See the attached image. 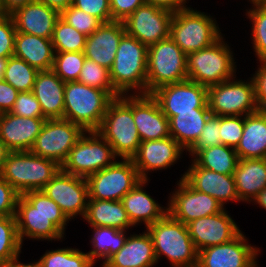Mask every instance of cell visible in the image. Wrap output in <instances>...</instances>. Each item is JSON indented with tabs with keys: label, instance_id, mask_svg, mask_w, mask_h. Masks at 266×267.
I'll return each mask as SVG.
<instances>
[{
	"label": "cell",
	"instance_id": "cell-35",
	"mask_svg": "<svg viewBox=\"0 0 266 267\" xmlns=\"http://www.w3.org/2000/svg\"><path fill=\"white\" fill-rule=\"evenodd\" d=\"M92 250L87 252L90 259L96 261L102 259L103 263L114 253L118 252L128 237L126 230H118L110 227H91ZM127 235V236H126ZM98 259V260H97Z\"/></svg>",
	"mask_w": 266,
	"mask_h": 267
},
{
	"label": "cell",
	"instance_id": "cell-37",
	"mask_svg": "<svg viewBox=\"0 0 266 267\" xmlns=\"http://www.w3.org/2000/svg\"><path fill=\"white\" fill-rule=\"evenodd\" d=\"M21 250L15 216L0 217V267L20 256Z\"/></svg>",
	"mask_w": 266,
	"mask_h": 267
},
{
	"label": "cell",
	"instance_id": "cell-1",
	"mask_svg": "<svg viewBox=\"0 0 266 267\" xmlns=\"http://www.w3.org/2000/svg\"><path fill=\"white\" fill-rule=\"evenodd\" d=\"M15 219L22 245L26 238L51 242L63 240L70 221L58 204L42 190L27 191L19 195Z\"/></svg>",
	"mask_w": 266,
	"mask_h": 267
},
{
	"label": "cell",
	"instance_id": "cell-55",
	"mask_svg": "<svg viewBox=\"0 0 266 267\" xmlns=\"http://www.w3.org/2000/svg\"><path fill=\"white\" fill-rule=\"evenodd\" d=\"M36 1L44 3L47 6L52 7L61 12L63 9H66L70 5H72L73 0H36Z\"/></svg>",
	"mask_w": 266,
	"mask_h": 267
},
{
	"label": "cell",
	"instance_id": "cell-23",
	"mask_svg": "<svg viewBox=\"0 0 266 267\" xmlns=\"http://www.w3.org/2000/svg\"><path fill=\"white\" fill-rule=\"evenodd\" d=\"M45 118L21 117L10 112L0 114V139L11 152L30 151Z\"/></svg>",
	"mask_w": 266,
	"mask_h": 267
},
{
	"label": "cell",
	"instance_id": "cell-14",
	"mask_svg": "<svg viewBox=\"0 0 266 267\" xmlns=\"http://www.w3.org/2000/svg\"><path fill=\"white\" fill-rule=\"evenodd\" d=\"M71 221L86 213L89 193L86 178L60 170L42 189Z\"/></svg>",
	"mask_w": 266,
	"mask_h": 267
},
{
	"label": "cell",
	"instance_id": "cell-59",
	"mask_svg": "<svg viewBox=\"0 0 266 267\" xmlns=\"http://www.w3.org/2000/svg\"><path fill=\"white\" fill-rule=\"evenodd\" d=\"M8 58H1L0 57V80L4 78V72L7 66Z\"/></svg>",
	"mask_w": 266,
	"mask_h": 267
},
{
	"label": "cell",
	"instance_id": "cell-46",
	"mask_svg": "<svg viewBox=\"0 0 266 267\" xmlns=\"http://www.w3.org/2000/svg\"><path fill=\"white\" fill-rule=\"evenodd\" d=\"M220 116L211 115L197 142L189 150H202L212 146L221 145Z\"/></svg>",
	"mask_w": 266,
	"mask_h": 267
},
{
	"label": "cell",
	"instance_id": "cell-3",
	"mask_svg": "<svg viewBox=\"0 0 266 267\" xmlns=\"http://www.w3.org/2000/svg\"><path fill=\"white\" fill-rule=\"evenodd\" d=\"M97 131L111 145L118 159H132L142 142L133 117V95L114 98Z\"/></svg>",
	"mask_w": 266,
	"mask_h": 267
},
{
	"label": "cell",
	"instance_id": "cell-42",
	"mask_svg": "<svg viewBox=\"0 0 266 267\" xmlns=\"http://www.w3.org/2000/svg\"><path fill=\"white\" fill-rule=\"evenodd\" d=\"M86 57L84 52H58L52 70L64 81H77Z\"/></svg>",
	"mask_w": 266,
	"mask_h": 267
},
{
	"label": "cell",
	"instance_id": "cell-7",
	"mask_svg": "<svg viewBox=\"0 0 266 267\" xmlns=\"http://www.w3.org/2000/svg\"><path fill=\"white\" fill-rule=\"evenodd\" d=\"M222 36L212 45L187 55L188 80L210 87L236 75L237 65Z\"/></svg>",
	"mask_w": 266,
	"mask_h": 267
},
{
	"label": "cell",
	"instance_id": "cell-34",
	"mask_svg": "<svg viewBox=\"0 0 266 267\" xmlns=\"http://www.w3.org/2000/svg\"><path fill=\"white\" fill-rule=\"evenodd\" d=\"M188 153L199 167L226 175L234 174L239 161L235 148L223 144Z\"/></svg>",
	"mask_w": 266,
	"mask_h": 267
},
{
	"label": "cell",
	"instance_id": "cell-29",
	"mask_svg": "<svg viewBox=\"0 0 266 267\" xmlns=\"http://www.w3.org/2000/svg\"><path fill=\"white\" fill-rule=\"evenodd\" d=\"M54 55L51 39L16 32L14 57L26 61L38 71H48L52 70Z\"/></svg>",
	"mask_w": 266,
	"mask_h": 267
},
{
	"label": "cell",
	"instance_id": "cell-5",
	"mask_svg": "<svg viewBox=\"0 0 266 267\" xmlns=\"http://www.w3.org/2000/svg\"><path fill=\"white\" fill-rule=\"evenodd\" d=\"M113 99L107 91L78 81L65 82L63 119L84 131H97Z\"/></svg>",
	"mask_w": 266,
	"mask_h": 267
},
{
	"label": "cell",
	"instance_id": "cell-43",
	"mask_svg": "<svg viewBox=\"0 0 266 267\" xmlns=\"http://www.w3.org/2000/svg\"><path fill=\"white\" fill-rule=\"evenodd\" d=\"M60 17L70 26H73L77 31L86 36L91 35L102 24V22L95 16L78 9L73 5L63 9L60 12Z\"/></svg>",
	"mask_w": 266,
	"mask_h": 267
},
{
	"label": "cell",
	"instance_id": "cell-21",
	"mask_svg": "<svg viewBox=\"0 0 266 267\" xmlns=\"http://www.w3.org/2000/svg\"><path fill=\"white\" fill-rule=\"evenodd\" d=\"M182 178L196 191L208 194L224 205L227 202H241L233 175H226L199 167L193 160Z\"/></svg>",
	"mask_w": 266,
	"mask_h": 267
},
{
	"label": "cell",
	"instance_id": "cell-24",
	"mask_svg": "<svg viewBox=\"0 0 266 267\" xmlns=\"http://www.w3.org/2000/svg\"><path fill=\"white\" fill-rule=\"evenodd\" d=\"M125 33L123 22L102 23L97 30L87 36L84 49L85 57L110 70L119 42Z\"/></svg>",
	"mask_w": 266,
	"mask_h": 267
},
{
	"label": "cell",
	"instance_id": "cell-8",
	"mask_svg": "<svg viewBox=\"0 0 266 267\" xmlns=\"http://www.w3.org/2000/svg\"><path fill=\"white\" fill-rule=\"evenodd\" d=\"M222 35L219 24L208 13L191 6L173 13L170 38L186 55L212 45Z\"/></svg>",
	"mask_w": 266,
	"mask_h": 267
},
{
	"label": "cell",
	"instance_id": "cell-44",
	"mask_svg": "<svg viewBox=\"0 0 266 267\" xmlns=\"http://www.w3.org/2000/svg\"><path fill=\"white\" fill-rule=\"evenodd\" d=\"M244 116H220L221 144L236 148L243 134Z\"/></svg>",
	"mask_w": 266,
	"mask_h": 267
},
{
	"label": "cell",
	"instance_id": "cell-6",
	"mask_svg": "<svg viewBox=\"0 0 266 267\" xmlns=\"http://www.w3.org/2000/svg\"><path fill=\"white\" fill-rule=\"evenodd\" d=\"M60 170L61 166L53 160L30 151H16L8 154L0 176L22 195L41 190Z\"/></svg>",
	"mask_w": 266,
	"mask_h": 267
},
{
	"label": "cell",
	"instance_id": "cell-58",
	"mask_svg": "<svg viewBox=\"0 0 266 267\" xmlns=\"http://www.w3.org/2000/svg\"><path fill=\"white\" fill-rule=\"evenodd\" d=\"M10 152L11 151L7 148L4 142L0 139V172Z\"/></svg>",
	"mask_w": 266,
	"mask_h": 267
},
{
	"label": "cell",
	"instance_id": "cell-22",
	"mask_svg": "<svg viewBox=\"0 0 266 267\" xmlns=\"http://www.w3.org/2000/svg\"><path fill=\"white\" fill-rule=\"evenodd\" d=\"M133 117L141 141L170 136L169 119L151 94L133 95Z\"/></svg>",
	"mask_w": 266,
	"mask_h": 267
},
{
	"label": "cell",
	"instance_id": "cell-4",
	"mask_svg": "<svg viewBox=\"0 0 266 267\" xmlns=\"http://www.w3.org/2000/svg\"><path fill=\"white\" fill-rule=\"evenodd\" d=\"M146 230L151 235L157 262L164 255L172 267H197L198 251L187 225L167 213Z\"/></svg>",
	"mask_w": 266,
	"mask_h": 267
},
{
	"label": "cell",
	"instance_id": "cell-15",
	"mask_svg": "<svg viewBox=\"0 0 266 267\" xmlns=\"http://www.w3.org/2000/svg\"><path fill=\"white\" fill-rule=\"evenodd\" d=\"M176 184L167 203L168 213L176 220L188 223L209 215L219 213L225 209L212 196L193 189L182 177Z\"/></svg>",
	"mask_w": 266,
	"mask_h": 267
},
{
	"label": "cell",
	"instance_id": "cell-20",
	"mask_svg": "<svg viewBox=\"0 0 266 267\" xmlns=\"http://www.w3.org/2000/svg\"><path fill=\"white\" fill-rule=\"evenodd\" d=\"M184 151L186 150L173 137L169 136L160 140L142 141L132 160L139 177L149 180V172L171 168L180 160Z\"/></svg>",
	"mask_w": 266,
	"mask_h": 267
},
{
	"label": "cell",
	"instance_id": "cell-57",
	"mask_svg": "<svg viewBox=\"0 0 266 267\" xmlns=\"http://www.w3.org/2000/svg\"><path fill=\"white\" fill-rule=\"evenodd\" d=\"M254 204H258L259 207L263 208L266 210V187L259 192L252 200Z\"/></svg>",
	"mask_w": 266,
	"mask_h": 267
},
{
	"label": "cell",
	"instance_id": "cell-30",
	"mask_svg": "<svg viewBox=\"0 0 266 267\" xmlns=\"http://www.w3.org/2000/svg\"><path fill=\"white\" fill-rule=\"evenodd\" d=\"M235 151L239 159L266 158V111L244 116L243 134Z\"/></svg>",
	"mask_w": 266,
	"mask_h": 267
},
{
	"label": "cell",
	"instance_id": "cell-47",
	"mask_svg": "<svg viewBox=\"0 0 266 267\" xmlns=\"http://www.w3.org/2000/svg\"><path fill=\"white\" fill-rule=\"evenodd\" d=\"M16 29L11 15L0 14V57L14 55Z\"/></svg>",
	"mask_w": 266,
	"mask_h": 267
},
{
	"label": "cell",
	"instance_id": "cell-11",
	"mask_svg": "<svg viewBox=\"0 0 266 267\" xmlns=\"http://www.w3.org/2000/svg\"><path fill=\"white\" fill-rule=\"evenodd\" d=\"M249 78V81H243L235 75L231 79L208 87L207 102L211 114L246 116L259 111L254 81L252 77Z\"/></svg>",
	"mask_w": 266,
	"mask_h": 267
},
{
	"label": "cell",
	"instance_id": "cell-19",
	"mask_svg": "<svg viewBox=\"0 0 266 267\" xmlns=\"http://www.w3.org/2000/svg\"><path fill=\"white\" fill-rule=\"evenodd\" d=\"M226 208L216 214L198 218L187 224L189 235L197 251L230 242L242 231Z\"/></svg>",
	"mask_w": 266,
	"mask_h": 267
},
{
	"label": "cell",
	"instance_id": "cell-32",
	"mask_svg": "<svg viewBox=\"0 0 266 267\" xmlns=\"http://www.w3.org/2000/svg\"><path fill=\"white\" fill-rule=\"evenodd\" d=\"M234 179L242 202H249L266 187V158L239 159Z\"/></svg>",
	"mask_w": 266,
	"mask_h": 267
},
{
	"label": "cell",
	"instance_id": "cell-41",
	"mask_svg": "<svg viewBox=\"0 0 266 267\" xmlns=\"http://www.w3.org/2000/svg\"><path fill=\"white\" fill-rule=\"evenodd\" d=\"M77 81L107 91L113 98L121 96L111 83L110 70L90 59H85Z\"/></svg>",
	"mask_w": 266,
	"mask_h": 267
},
{
	"label": "cell",
	"instance_id": "cell-54",
	"mask_svg": "<svg viewBox=\"0 0 266 267\" xmlns=\"http://www.w3.org/2000/svg\"><path fill=\"white\" fill-rule=\"evenodd\" d=\"M35 0H0V13L10 15L18 8Z\"/></svg>",
	"mask_w": 266,
	"mask_h": 267
},
{
	"label": "cell",
	"instance_id": "cell-2",
	"mask_svg": "<svg viewBox=\"0 0 266 267\" xmlns=\"http://www.w3.org/2000/svg\"><path fill=\"white\" fill-rule=\"evenodd\" d=\"M148 47L125 33L110 69V80L120 95L146 94Z\"/></svg>",
	"mask_w": 266,
	"mask_h": 267
},
{
	"label": "cell",
	"instance_id": "cell-12",
	"mask_svg": "<svg viewBox=\"0 0 266 267\" xmlns=\"http://www.w3.org/2000/svg\"><path fill=\"white\" fill-rule=\"evenodd\" d=\"M89 199L121 200L142 180L132 159L118 160L87 178Z\"/></svg>",
	"mask_w": 266,
	"mask_h": 267
},
{
	"label": "cell",
	"instance_id": "cell-25",
	"mask_svg": "<svg viewBox=\"0 0 266 267\" xmlns=\"http://www.w3.org/2000/svg\"><path fill=\"white\" fill-rule=\"evenodd\" d=\"M10 15L17 32L52 39L60 12L35 0L18 8Z\"/></svg>",
	"mask_w": 266,
	"mask_h": 267
},
{
	"label": "cell",
	"instance_id": "cell-10",
	"mask_svg": "<svg viewBox=\"0 0 266 267\" xmlns=\"http://www.w3.org/2000/svg\"><path fill=\"white\" fill-rule=\"evenodd\" d=\"M118 158L111 145L98 131H85L61 165L65 173L87 178L112 164Z\"/></svg>",
	"mask_w": 266,
	"mask_h": 267
},
{
	"label": "cell",
	"instance_id": "cell-60",
	"mask_svg": "<svg viewBox=\"0 0 266 267\" xmlns=\"http://www.w3.org/2000/svg\"><path fill=\"white\" fill-rule=\"evenodd\" d=\"M251 4H264L266 0H249Z\"/></svg>",
	"mask_w": 266,
	"mask_h": 267
},
{
	"label": "cell",
	"instance_id": "cell-53",
	"mask_svg": "<svg viewBox=\"0 0 266 267\" xmlns=\"http://www.w3.org/2000/svg\"><path fill=\"white\" fill-rule=\"evenodd\" d=\"M187 1L189 3V0H145L148 4L167 9L173 13L188 8Z\"/></svg>",
	"mask_w": 266,
	"mask_h": 267
},
{
	"label": "cell",
	"instance_id": "cell-13",
	"mask_svg": "<svg viewBox=\"0 0 266 267\" xmlns=\"http://www.w3.org/2000/svg\"><path fill=\"white\" fill-rule=\"evenodd\" d=\"M85 131L66 119H46L30 152L57 162L60 166Z\"/></svg>",
	"mask_w": 266,
	"mask_h": 267
},
{
	"label": "cell",
	"instance_id": "cell-27",
	"mask_svg": "<svg viewBox=\"0 0 266 267\" xmlns=\"http://www.w3.org/2000/svg\"><path fill=\"white\" fill-rule=\"evenodd\" d=\"M150 180H140L136 186L120 200L133 226L143 223L148 227L161 220L168 213V206H161L145 191Z\"/></svg>",
	"mask_w": 266,
	"mask_h": 267
},
{
	"label": "cell",
	"instance_id": "cell-56",
	"mask_svg": "<svg viewBox=\"0 0 266 267\" xmlns=\"http://www.w3.org/2000/svg\"><path fill=\"white\" fill-rule=\"evenodd\" d=\"M20 256L16 257L14 260H12L9 264H7L6 266L3 267H41L40 263L37 261L34 262H28V264L26 263H21V261H19Z\"/></svg>",
	"mask_w": 266,
	"mask_h": 267
},
{
	"label": "cell",
	"instance_id": "cell-33",
	"mask_svg": "<svg viewBox=\"0 0 266 267\" xmlns=\"http://www.w3.org/2000/svg\"><path fill=\"white\" fill-rule=\"evenodd\" d=\"M90 227H110L118 230H129L134 227L120 200L88 199L86 213L83 217Z\"/></svg>",
	"mask_w": 266,
	"mask_h": 267
},
{
	"label": "cell",
	"instance_id": "cell-49",
	"mask_svg": "<svg viewBox=\"0 0 266 267\" xmlns=\"http://www.w3.org/2000/svg\"><path fill=\"white\" fill-rule=\"evenodd\" d=\"M19 193L0 176V217L15 216Z\"/></svg>",
	"mask_w": 266,
	"mask_h": 267
},
{
	"label": "cell",
	"instance_id": "cell-36",
	"mask_svg": "<svg viewBox=\"0 0 266 267\" xmlns=\"http://www.w3.org/2000/svg\"><path fill=\"white\" fill-rule=\"evenodd\" d=\"M41 267H93L95 263L89 255L77 248L46 250L38 260Z\"/></svg>",
	"mask_w": 266,
	"mask_h": 267
},
{
	"label": "cell",
	"instance_id": "cell-50",
	"mask_svg": "<svg viewBox=\"0 0 266 267\" xmlns=\"http://www.w3.org/2000/svg\"><path fill=\"white\" fill-rule=\"evenodd\" d=\"M145 3V0H110L112 21L123 22Z\"/></svg>",
	"mask_w": 266,
	"mask_h": 267
},
{
	"label": "cell",
	"instance_id": "cell-31",
	"mask_svg": "<svg viewBox=\"0 0 266 267\" xmlns=\"http://www.w3.org/2000/svg\"><path fill=\"white\" fill-rule=\"evenodd\" d=\"M209 108H195L193 111L176 112L169 119L170 136L187 151L197 142L211 116Z\"/></svg>",
	"mask_w": 266,
	"mask_h": 267
},
{
	"label": "cell",
	"instance_id": "cell-16",
	"mask_svg": "<svg viewBox=\"0 0 266 267\" xmlns=\"http://www.w3.org/2000/svg\"><path fill=\"white\" fill-rule=\"evenodd\" d=\"M173 12L145 3L123 21L126 33L147 47L170 37Z\"/></svg>",
	"mask_w": 266,
	"mask_h": 267
},
{
	"label": "cell",
	"instance_id": "cell-39",
	"mask_svg": "<svg viewBox=\"0 0 266 267\" xmlns=\"http://www.w3.org/2000/svg\"><path fill=\"white\" fill-rule=\"evenodd\" d=\"M38 72L26 61L12 56L8 58L3 80L11 84L18 92H29L33 89Z\"/></svg>",
	"mask_w": 266,
	"mask_h": 267
},
{
	"label": "cell",
	"instance_id": "cell-28",
	"mask_svg": "<svg viewBox=\"0 0 266 267\" xmlns=\"http://www.w3.org/2000/svg\"><path fill=\"white\" fill-rule=\"evenodd\" d=\"M65 82L53 71H39L32 92L40 103L45 119H62Z\"/></svg>",
	"mask_w": 266,
	"mask_h": 267
},
{
	"label": "cell",
	"instance_id": "cell-51",
	"mask_svg": "<svg viewBox=\"0 0 266 267\" xmlns=\"http://www.w3.org/2000/svg\"><path fill=\"white\" fill-rule=\"evenodd\" d=\"M259 65L252 78L259 110L266 111V61H261Z\"/></svg>",
	"mask_w": 266,
	"mask_h": 267
},
{
	"label": "cell",
	"instance_id": "cell-38",
	"mask_svg": "<svg viewBox=\"0 0 266 267\" xmlns=\"http://www.w3.org/2000/svg\"><path fill=\"white\" fill-rule=\"evenodd\" d=\"M87 36L70 26L61 17L55 23L52 44L54 52H84Z\"/></svg>",
	"mask_w": 266,
	"mask_h": 267
},
{
	"label": "cell",
	"instance_id": "cell-40",
	"mask_svg": "<svg viewBox=\"0 0 266 267\" xmlns=\"http://www.w3.org/2000/svg\"><path fill=\"white\" fill-rule=\"evenodd\" d=\"M246 16L252 22L250 38L257 60L266 61V6L253 4L252 8L246 9Z\"/></svg>",
	"mask_w": 266,
	"mask_h": 267
},
{
	"label": "cell",
	"instance_id": "cell-26",
	"mask_svg": "<svg viewBox=\"0 0 266 267\" xmlns=\"http://www.w3.org/2000/svg\"><path fill=\"white\" fill-rule=\"evenodd\" d=\"M157 263L151 235L144 230L138 235L130 234L123 247L101 267H154Z\"/></svg>",
	"mask_w": 266,
	"mask_h": 267
},
{
	"label": "cell",
	"instance_id": "cell-9",
	"mask_svg": "<svg viewBox=\"0 0 266 267\" xmlns=\"http://www.w3.org/2000/svg\"><path fill=\"white\" fill-rule=\"evenodd\" d=\"M187 79V55L170 37L148 47L146 94Z\"/></svg>",
	"mask_w": 266,
	"mask_h": 267
},
{
	"label": "cell",
	"instance_id": "cell-52",
	"mask_svg": "<svg viewBox=\"0 0 266 267\" xmlns=\"http://www.w3.org/2000/svg\"><path fill=\"white\" fill-rule=\"evenodd\" d=\"M18 93L19 92L11 84L0 80V114L10 112Z\"/></svg>",
	"mask_w": 266,
	"mask_h": 267
},
{
	"label": "cell",
	"instance_id": "cell-45",
	"mask_svg": "<svg viewBox=\"0 0 266 267\" xmlns=\"http://www.w3.org/2000/svg\"><path fill=\"white\" fill-rule=\"evenodd\" d=\"M10 113L21 117L44 118L40 103L32 91L19 92Z\"/></svg>",
	"mask_w": 266,
	"mask_h": 267
},
{
	"label": "cell",
	"instance_id": "cell-48",
	"mask_svg": "<svg viewBox=\"0 0 266 267\" xmlns=\"http://www.w3.org/2000/svg\"><path fill=\"white\" fill-rule=\"evenodd\" d=\"M72 5L95 16L102 23L112 21L110 0H73Z\"/></svg>",
	"mask_w": 266,
	"mask_h": 267
},
{
	"label": "cell",
	"instance_id": "cell-17",
	"mask_svg": "<svg viewBox=\"0 0 266 267\" xmlns=\"http://www.w3.org/2000/svg\"><path fill=\"white\" fill-rule=\"evenodd\" d=\"M260 248L248 243L241 232L230 242L206 247L198 252L197 267H258Z\"/></svg>",
	"mask_w": 266,
	"mask_h": 267
},
{
	"label": "cell",
	"instance_id": "cell-18",
	"mask_svg": "<svg viewBox=\"0 0 266 267\" xmlns=\"http://www.w3.org/2000/svg\"><path fill=\"white\" fill-rule=\"evenodd\" d=\"M161 111L168 119L176 112L193 111L195 108H209L208 87L190 80L164 85L151 93Z\"/></svg>",
	"mask_w": 266,
	"mask_h": 267
}]
</instances>
